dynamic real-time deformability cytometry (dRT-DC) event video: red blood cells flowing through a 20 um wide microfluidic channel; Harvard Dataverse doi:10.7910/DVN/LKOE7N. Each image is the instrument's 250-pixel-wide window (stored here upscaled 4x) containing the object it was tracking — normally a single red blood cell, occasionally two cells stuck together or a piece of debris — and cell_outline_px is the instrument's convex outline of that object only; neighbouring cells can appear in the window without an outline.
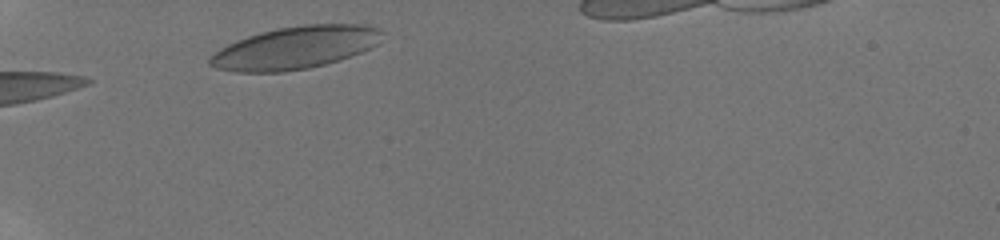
{"species": "human", "species_latin": "Homo sapiens", "temperature_condition": "room temperature", "stored_images_in_passage": 8, "camera_frame_rate_fps": 3000, "um_per_image_px": 0.085, "donor": {"sex": "male"}, "frame": {"image": 1, "passage_image": 4, "time_ms": 0.333, "image_size_px": [1000, 240], "cell_outline_px": [[380, 32], [376, 44], [360, 52], [324, 64], [308, 68], [284, 72], [236, 72], [216, 68], [208, 64], [208, 60], [216, 52], [228, 44], [248, 36], [260, 32], [276, 28], [304, 24], [364, 24], [376, 28]], "centroid_in_image_um": [25.03, 4.05], "position_along_channel_um": 60.0, "area_um2": 42.02}}